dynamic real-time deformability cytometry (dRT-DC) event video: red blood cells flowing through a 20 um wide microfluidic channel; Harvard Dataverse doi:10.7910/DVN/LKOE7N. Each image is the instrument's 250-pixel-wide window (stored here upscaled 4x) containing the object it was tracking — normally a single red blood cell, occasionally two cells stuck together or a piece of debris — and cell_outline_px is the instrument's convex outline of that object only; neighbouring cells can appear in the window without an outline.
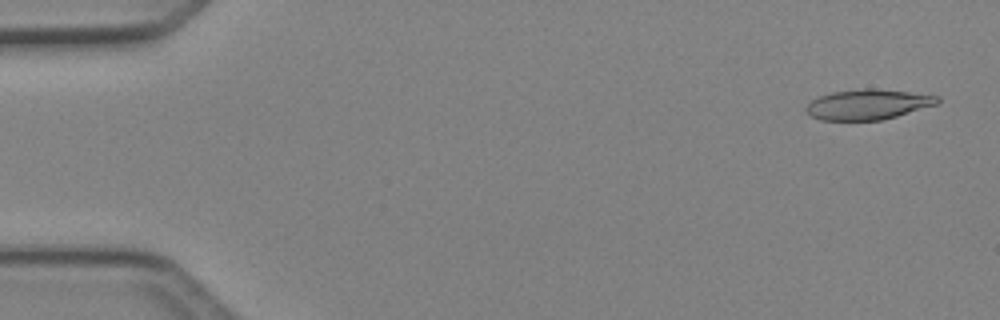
{"species": "Egyptian fruit bat (a non-hibernating species)", "species_latin": "Rousettus aegyptiacus", "temperature_condition": "cold", "stored_images_in_passage": 48, "camera_frame_rate_fps": 3000, "um_per_image_px": 0.085, "animal": {"sex": "female"}, "frame": {"image": 1, "passage_image": 2, "time_ms": 0.333, "image_size_px": [1000, 320], "cell_outline_px": [[940, 104], [896, 116], [880, 120], [820, 120], [804, 112], [804, 108], [812, 100], [820, 96], [832, 92], [864, 88], [872, 88], [908, 92], [940, 96]], "centroid_in_image_um": [73.78, 8.88], "position_along_channel_um": 11.2, "area_um2": 23.18}}
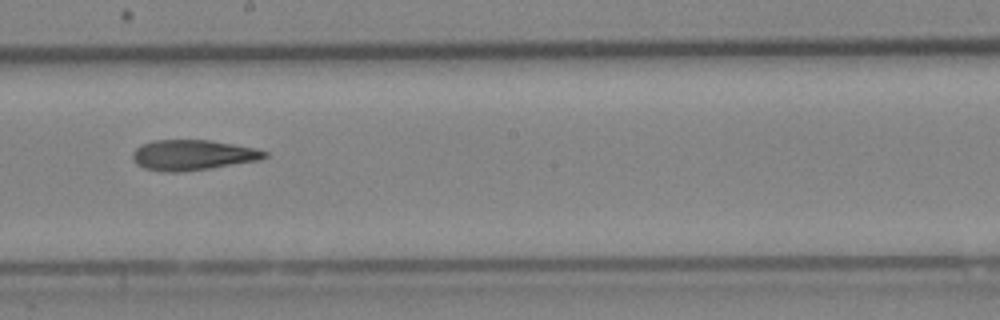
{"frame": {"image": 2, "passage_image": 27, "time_ms": 8.667, "image_size_px": [1000, 320], "cell_outline_px": [[268, 156], [260, 160], [208, 168], [180, 172], [164, 172], [144, 168], [136, 164], [132, 160], [132, 152], [140, 144], [152, 140], [208, 140], [256, 148], [268, 152]], "centroid_in_image_um": [16.34, 13.17], "position_along_channel_um": 231.9, "area_um2": 23.41}}
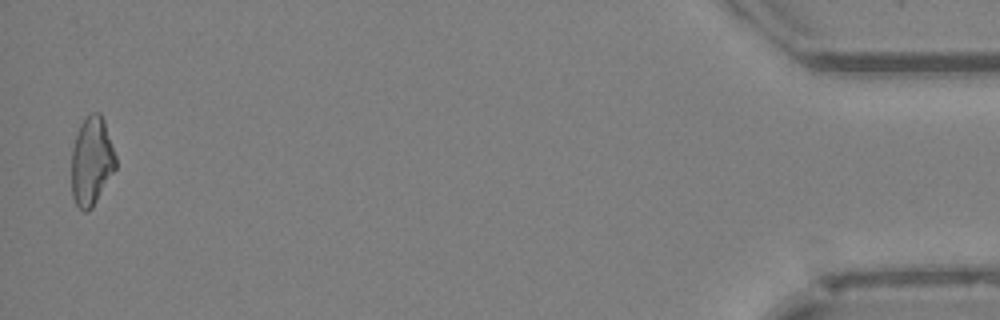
{"frame": {"image": 3, "passage_image": 47, "time_ms": 15.333, "image_size_px": [1000, 320], "cell_outline_px": [[116, 168], [92, 208], [88, 212], [84, 212], [76, 204], [72, 196], [72, 148], [76, 132], [80, 124], [92, 112], [100, 112], [104, 120], [116, 156]], "centroid_in_image_um": [7.78, 13.7], "position_along_channel_um": 427.4, "area_um2": 22.83}, "authors_computed_cell_mechanics": {"area_um2": 23.5824, "velocity_mm_per_s": 4.2562, "shape_relaxation_time_tau1_ms": null, "shape_relaxation_time_tau2_ms": 4.6163, "deformation_change_tau1": null, "deformation_change_tau2": 0.1425}}